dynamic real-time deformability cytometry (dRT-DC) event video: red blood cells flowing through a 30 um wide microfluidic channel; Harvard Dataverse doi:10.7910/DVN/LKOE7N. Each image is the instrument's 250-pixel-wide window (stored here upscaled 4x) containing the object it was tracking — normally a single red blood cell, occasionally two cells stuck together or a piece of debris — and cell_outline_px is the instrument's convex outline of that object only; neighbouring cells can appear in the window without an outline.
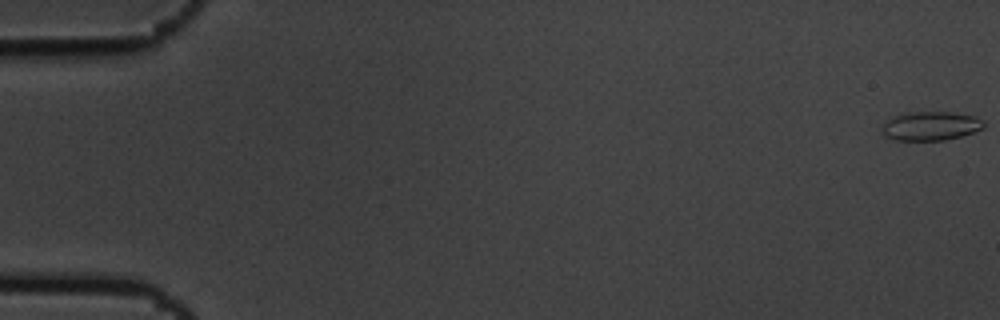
{"species": "common noctule bat (a hibernating species)", "species_latin": "Nyctalus noctula", "temperature_condition": "cold", "stored_images_in_passage": 9, "camera_frame_rate_fps": 3000, "um_per_image_px": 0.085, "animal": {"sex": "male", "body_mass_g": 19.5, "forearm_length_mm": 54.6}, "frame": {"image": 1, "passage_image": 1, "time_ms": 0.0, "image_size_px": [1000, 320], "cell_outline_px": [[984, 128], [960, 136], [944, 140], [896, 140], [884, 136], [884, 124], [892, 116], [900, 112], [952, 112], [976, 116], [984, 120]], "centroid_in_image_um": [79.12, 10.69], "position_along_channel_um": 5.9, "area_um2": 17.17}}
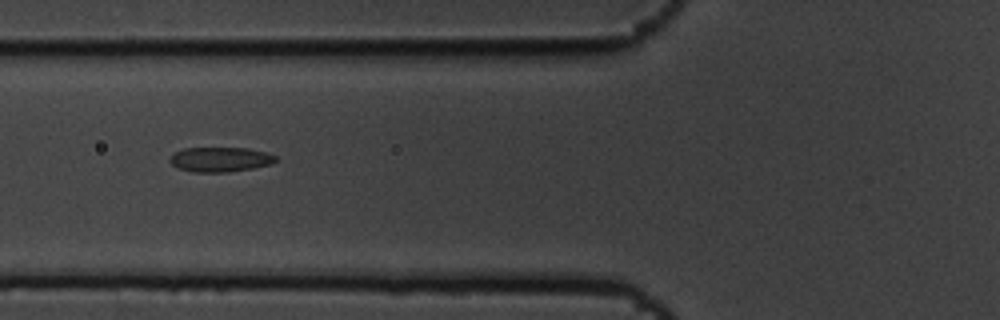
{"frame": {"image": 2, "passage_image": 7, "time_ms": 2.0, "image_size_px": [1000, 320], "cell_outline_px": [[276, 160], [272, 164], [252, 168], [228, 172], [192, 172], [180, 168], [172, 164], [168, 160], [176, 152], [184, 148], [248, 148], [268, 152], [276, 156]], "centroid_in_image_um": [18.75, 13.55], "position_along_channel_um": 107.0, "area_um2": 15.2}}
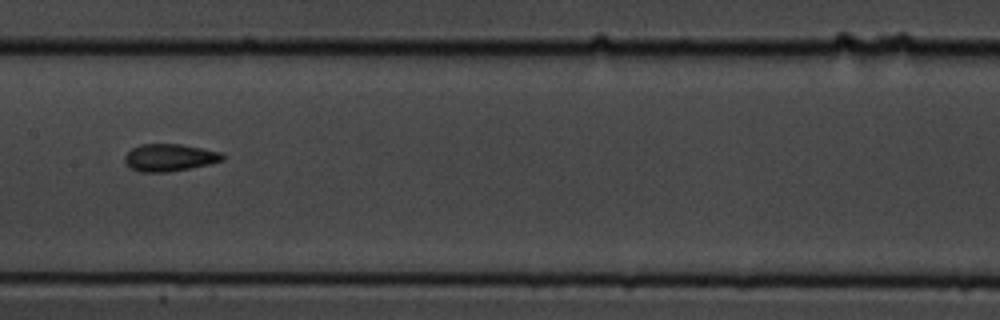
{"frame": {"image": 3, "passage_image": 9, "time_ms": 2.667, "image_size_px": [1000, 320], "cell_outline_px": [[224, 160], [208, 164], [168, 172], [140, 172], [132, 168], [124, 160], [124, 156], [132, 148], [140, 144], [180, 144], [224, 152]], "centroid_in_image_um": [14.43, 13.38], "position_along_channel_um": 193.0, "area_um2": 15.49}}